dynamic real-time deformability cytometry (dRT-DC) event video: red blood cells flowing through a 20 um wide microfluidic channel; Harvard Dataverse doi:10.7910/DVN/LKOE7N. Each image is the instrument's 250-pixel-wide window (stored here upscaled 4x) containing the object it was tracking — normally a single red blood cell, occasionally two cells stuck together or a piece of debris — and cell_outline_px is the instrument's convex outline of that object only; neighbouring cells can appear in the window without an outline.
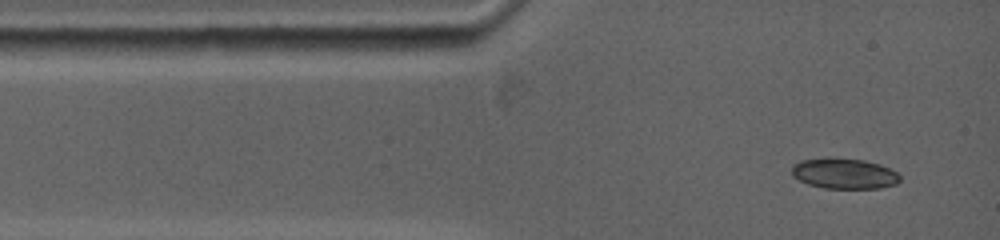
{"species": "common noctule bat (a hibernating species)", "species_latin": "Nyctalus noctula", "temperature_condition": "warm", "stored_images_in_passage": 40, "camera_frame_rate_fps": 5000, "um_per_image_px": 0.085, "animal": {"sex": "female", "body_mass_g": 19.0, "forearm_length_mm": 53.3}, "frame": {"image": 1, "passage_image": 1, "time_ms": 0.0, "image_size_px": [1000, 240], "cell_outline_px": [[900, 180], [896, 184], [880, 188], [824, 188], [808, 184], [792, 176], [792, 168], [800, 160], [864, 160], [880, 164], [896, 172], [900, 176]], "centroid_in_image_um": [71.8, 14.79], "position_along_channel_um": 13.2, "area_um2": 18.5}}
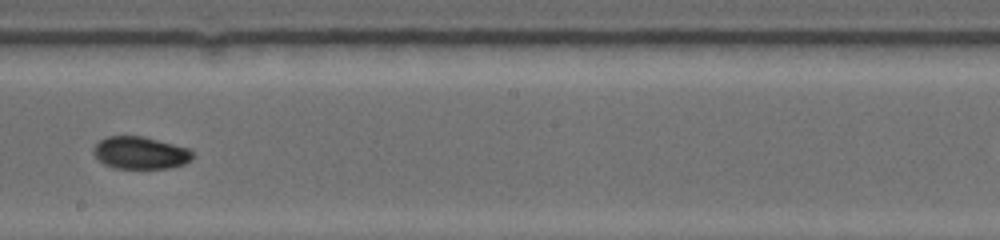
{"frame": {"image": 2, "passage_image": 21, "time_ms": 6.6, "image_size_px": [1000, 240], "cell_outline_px": [[192, 156], [184, 164], [168, 168], [116, 168], [104, 164], [92, 152], [96, 144], [100, 140], [108, 136], [140, 136], [188, 148], [192, 152]], "centroid_in_image_um": [11.89, 12.99], "position_along_channel_um": 236.3, "area_um2": 18.26}}
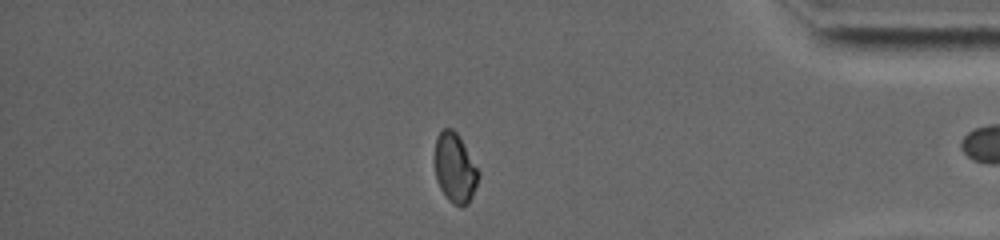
{"frame": {"image": 3, "passage_image": 36, "time_ms": 11.6, "image_size_px": [1000, 240], "cell_outline_px": [[480, 176], [472, 196], [468, 204], [460, 208], [448, 200], [440, 188], [436, 180], [436, 136], [444, 128], [452, 128], [460, 136], [480, 172]], "centroid_in_image_um": [38.7, 14.3], "position_along_channel_um": 396.5, "area_um2": 17.74}}